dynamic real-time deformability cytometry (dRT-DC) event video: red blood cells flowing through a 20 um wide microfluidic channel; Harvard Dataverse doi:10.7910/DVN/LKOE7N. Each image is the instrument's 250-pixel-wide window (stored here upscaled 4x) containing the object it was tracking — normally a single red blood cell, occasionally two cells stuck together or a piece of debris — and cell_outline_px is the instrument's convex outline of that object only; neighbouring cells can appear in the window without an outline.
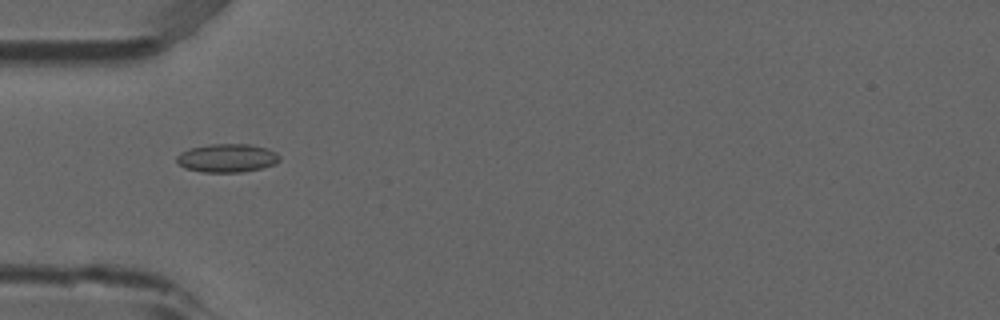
{"species": "common noctule bat (a hibernating species)", "species_latin": "Nyctalus noctula", "temperature_condition": "room temperature", "stored_images_in_passage": 6, "camera_frame_rate_fps": 3000, "um_per_image_px": 0.085, "animal": {"sex": "male", "forearm_length_mm": 52.5}, "frame": {"image": 1, "passage_image": 4, "time_ms": 1.0, "image_size_px": [1000, 320], "cell_outline_px": [[280, 160], [276, 164], [260, 168], [240, 172], [204, 172], [184, 168], [176, 164], [176, 156], [180, 152], [188, 148], [208, 144], [248, 144], [268, 148], [276, 152], [280, 156]], "centroid_in_image_um": [19.27, 13.42], "position_along_channel_um": 65.7, "area_um2": 17.28}}
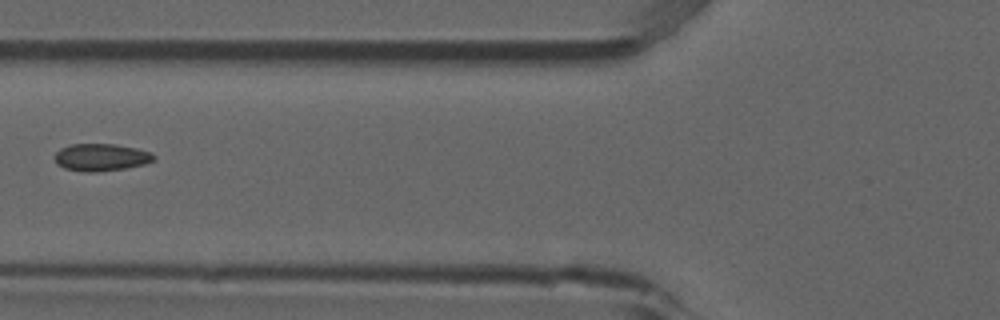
{"frame": {"image": 2, "passage_image": 5, "time_ms": 1.333, "image_size_px": [1000, 320], "cell_outline_px": [[156, 160], [144, 164], [124, 168], [96, 172], [84, 172], [64, 168], [56, 164], [52, 156], [60, 148], [72, 144], [116, 144], [136, 148], [152, 152], [156, 156]], "centroid_in_image_um": [8.58, 13.37], "position_along_channel_um": 117.2, "area_um2": 16.01}}
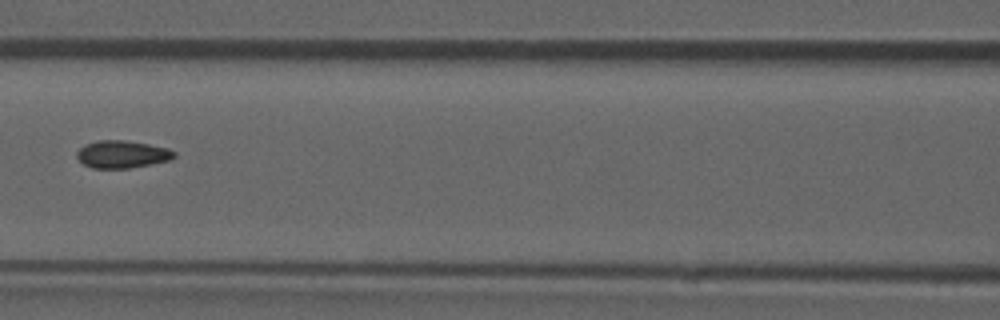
{"frame": {"image": 3, "passage_image": 6, "time_ms": 1.667, "image_size_px": [1000, 320], "cell_outline_px": [[176, 156], [172, 160], [128, 168], [92, 168], [84, 164], [76, 156], [76, 152], [84, 144], [96, 140], [124, 140], [148, 144], [168, 148], [176, 152]], "centroid_in_image_um": [10.39, 13.1], "position_along_channel_um": 156.2, "area_um2": 15.66}}